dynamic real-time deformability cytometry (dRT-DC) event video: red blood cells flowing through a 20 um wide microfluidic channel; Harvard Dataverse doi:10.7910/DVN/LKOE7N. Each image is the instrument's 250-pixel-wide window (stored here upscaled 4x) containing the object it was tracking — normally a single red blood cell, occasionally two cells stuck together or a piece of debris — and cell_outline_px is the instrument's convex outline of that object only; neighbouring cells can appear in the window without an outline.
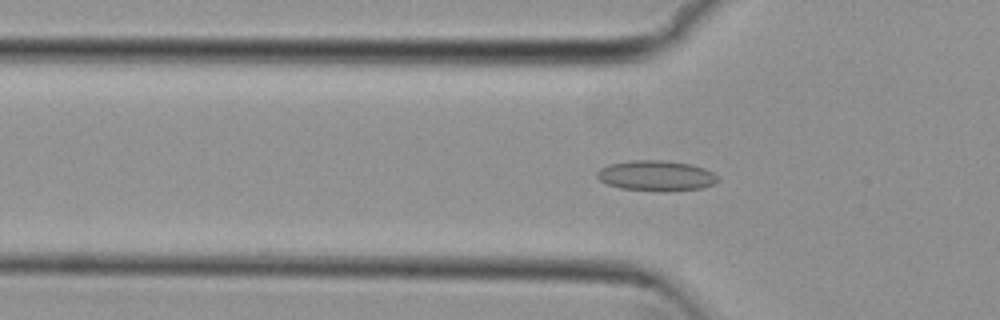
{"species": "common noctule bat (a hibernating species)", "species_latin": "Nyctalus noctula", "temperature_condition": "cold", "stored_images_in_passage": 54, "camera_frame_rate_fps": 3000, "um_per_image_px": 0.085, "animal": {"sex": "female", "body_mass_g": 29.2, "forearm_length_mm": 56.3}, "frame": {"image": 1, "passage_image": 17, "time_ms": 5.333, "image_size_px": [1000, 320], "cell_outline_px": [[720, 180], [716, 184], [700, 188], [664, 192], [660, 192], [620, 188], [608, 184], [600, 180], [596, 176], [596, 172], [600, 168], [608, 164], [632, 160], [660, 160], [692, 164], [704, 168], [712, 172]], "centroid_in_image_um": [55.78, 14.94], "position_along_channel_um": 70.0, "area_um2": 21.62}}
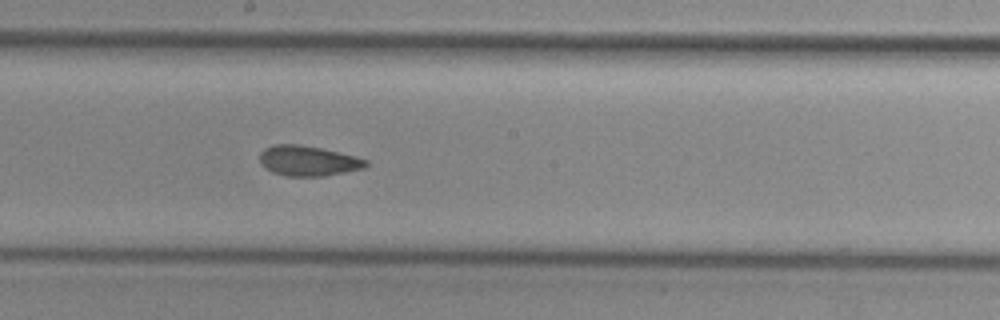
{"frame": {"image": 2, "passage_image": 29, "time_ms": 9.333, "image_size_px": [1000, 320], "cell_outline_px": [[368, 164], [364, 168], [324, 176], [284, 176], [272, 172], [260, 164], [260, 152], [264, 148], [276, 144], [300, 144], [320, 148], [356, 156], [368, 160]], "centroid_in_image_um": [26.17, 13.67], "position_along_channel_um": 222.0, "area_um2": 18.73}}
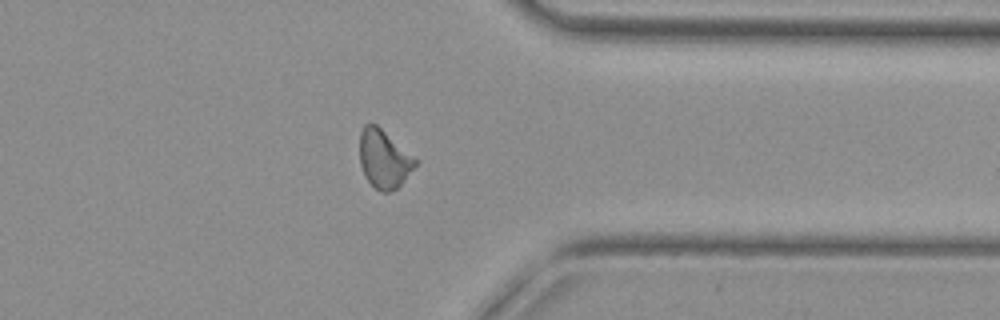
{"frame": {"image": 3, "passage_image": 42, "time_ms": 13.667, "image_size_px": [1000, 320], "cell_outline_px": [[420, 160], [404, 180], [396, 188], [388, 192], [380, 192], [368, 180], [360, 164], [360, 132], [364, 124], [376, 124]], "centroid_in_image_um": [32.66, 13.49], "position_along_channel_um": 378.7, "area_um2": 18.84}, "authors_computed_cell_mechanics": {"area_um2": 19.2185, "velocity_mm_per_s": 3.7904, "shape_relaxation_time_tau1_ms": null, "shape_relaxation_time_tau2_ms": 2.4763, "deformation_change_tau1": null, "deformation_change_tau2": 0.068}}